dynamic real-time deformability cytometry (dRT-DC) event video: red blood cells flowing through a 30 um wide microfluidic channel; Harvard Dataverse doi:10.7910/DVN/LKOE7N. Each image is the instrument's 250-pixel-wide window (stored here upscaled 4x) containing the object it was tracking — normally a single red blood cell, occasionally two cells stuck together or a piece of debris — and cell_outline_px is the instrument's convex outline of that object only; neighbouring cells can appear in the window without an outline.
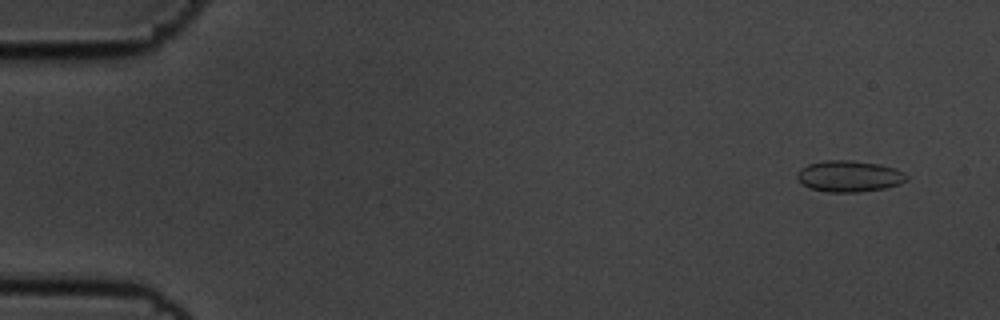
{"species": "common noctule bat (a hibernating species)", "species_latin": "Nyctalus noctula", "temperature_condition": "cold", "stored_images_in_passage": 57, "camera_frame_rate_fps": 3000, "um_per_image_px": 0.085, "animal": {"sex": "male", "body_mass_g": 19.5, "forearm_length_mm": 54.6}, "frame": {"image": 1, "passage_image": 4, "time_ms": 1.0, "image_size_px": [1000, 320], "cell_outline_px": [[908, 180], [900, 184], [884, 188], [860, 192], [828, 192], [812, 188], [804, 184], [796, 176], [796, 172], [800, 168], [808, 164], [824, 160], [852, 160], [880, 164], [896, 168], [908, 176]], "centroid_in_image_um": [72.2, 14.96], "position_along_channel_um": 12.8, "area_um2": 20.0}}
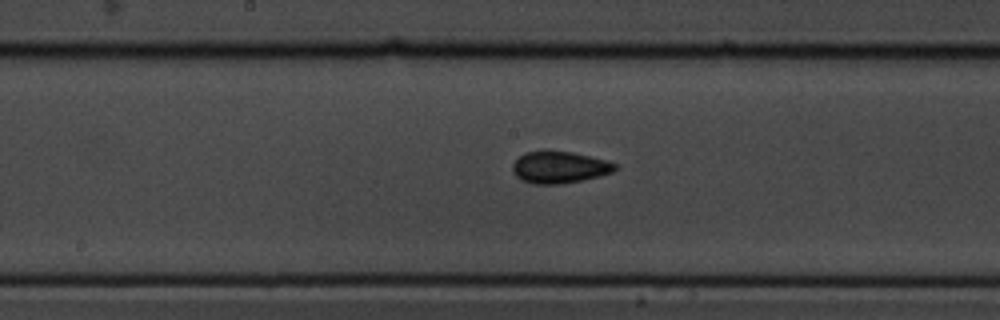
{"frame": {"image": 2, "passage_image": 30, "time_ms": 9.667, "image_size_px": [1000, 320], "cell_outline_px": [[616, 168], [612, 172], [600, 176], [560, 184], [532, 184], [520, 180], [512, 172], [512, 164], [524, 152], [544, 148], [548, 148], [572, 152], [608, 160], [616, 164]], "centroid_in_image_um": [47.5, 14.18], "position_along_channel_um": 200.7, "area_um2": 19.59}}
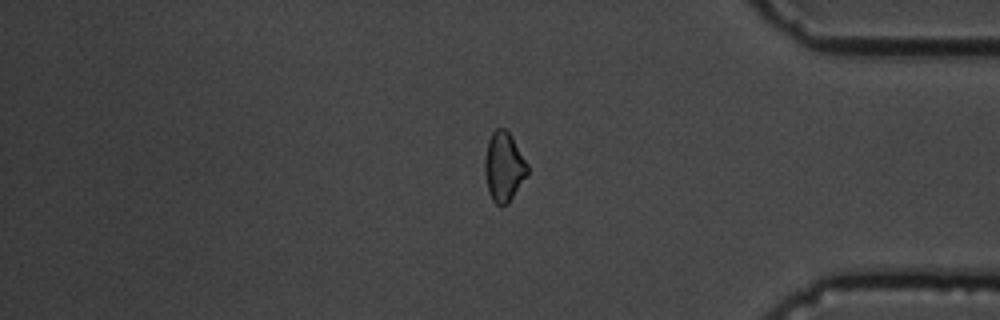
{"frame": {"image": 3, "passage_image": 48, "time_ms": 15.667, "image_size_px": [1000, 320], "cell_outline_px": [[528, 176], [508, 204], [496, 204], [492, 200], [488, 192], [484, 172], [484, 160], [488, 140], [492, 132], [496, 128], [504, 128], [508, 132], [528, 164]], "centroid_in_image_um": [42.82, 14.2], "position_along_channel_um": 392.4, "area_um2": 17.34}, "authors_computed_cell_mechanics": {"area_um2": 18.3804, "velocity_mm_per_s": 3.5444, "shape_relaxation_time_tau1_ms": 2.1955, "shape_relaxation_time_tau2_ms": 7.1547, "deformation_change_tau1": 0.0541, "deformation_change_tau2": 0.1031}}